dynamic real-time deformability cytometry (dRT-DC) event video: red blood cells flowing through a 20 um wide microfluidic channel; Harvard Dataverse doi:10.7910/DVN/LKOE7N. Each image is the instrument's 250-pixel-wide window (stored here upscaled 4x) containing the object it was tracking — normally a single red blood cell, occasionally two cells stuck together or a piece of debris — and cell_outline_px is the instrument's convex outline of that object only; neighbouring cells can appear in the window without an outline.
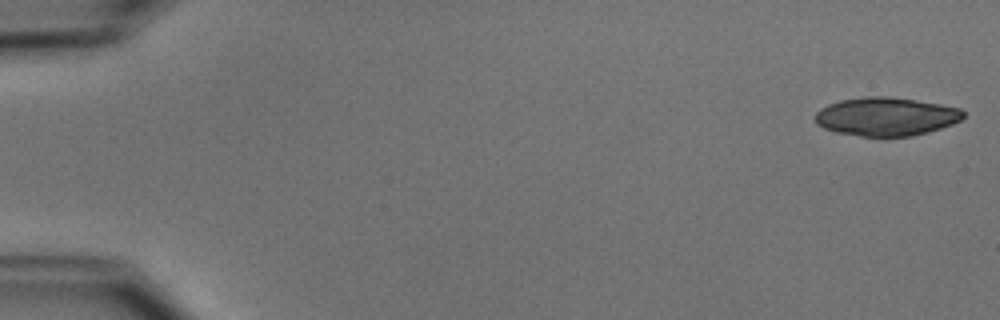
{"species": "common noctule bat (a hibernating species)", "species_latin": "Nyctalus noctula", "temperature_condition": "cold", "stored_images_in_passage": 41, "camera_frame_rate_fps": 3000, "um_per_image_px": 0.085, "animal": {"sex": "male", "body_mass_g": 15.6}, "frame": {"image": 1, "passage_image": 1, "time_ms": 0.0, "image_size_px": [1000, 320], "cell_outline_px": [[964, 116], [960, 120], [952, 124], [928, 132], [912, 136], [860, 136], [836, 132], [824, 128], [816, 124], [816, 112], [820, 108], [828, 104], [840, 100], [864, 96], [888, 96], [916, 100], [940, 104], [960, 108], [964, 112]], "centroid_in_image_um": [75.3, 9.9], "position_along_channel_um": 9.7, "area_um2": 33.23}}